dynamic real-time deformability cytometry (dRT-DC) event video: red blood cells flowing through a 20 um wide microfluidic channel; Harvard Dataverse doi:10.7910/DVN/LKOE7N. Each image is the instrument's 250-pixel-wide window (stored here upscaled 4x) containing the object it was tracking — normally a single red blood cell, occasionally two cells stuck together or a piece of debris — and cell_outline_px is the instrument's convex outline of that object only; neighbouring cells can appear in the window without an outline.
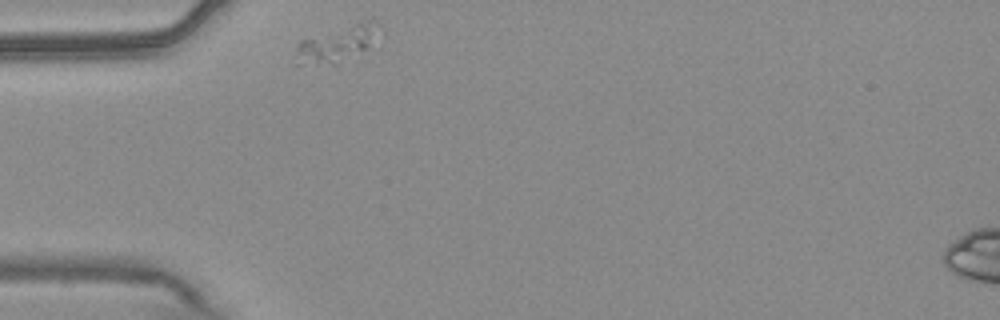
{"species": "common noctule bat (a hibernating species)", "species_latin": "Nyctalus noctula", "temperature_condition": "warm", "stored_images_in_passage": 33, "camera_frame_rate_fps": 3000, "um_per_image_px": 0.085, "animal": {"sex": "male", "body_mass_g": 20.4}, "frame": {"image": 1, "passage_image": 1, "time_ms": 0.0, "image_size_px": [1000, 320], "cell_outline_px": [[376, 20], [368, 44], [364, 48], [336, 64], [292, 64], [296, 44], [300, 40], [368, 20]], "centroid_in_image_um": [28.37, 3.8], "position_along_channel_um": 56.6, "area_um2": 16.18}}
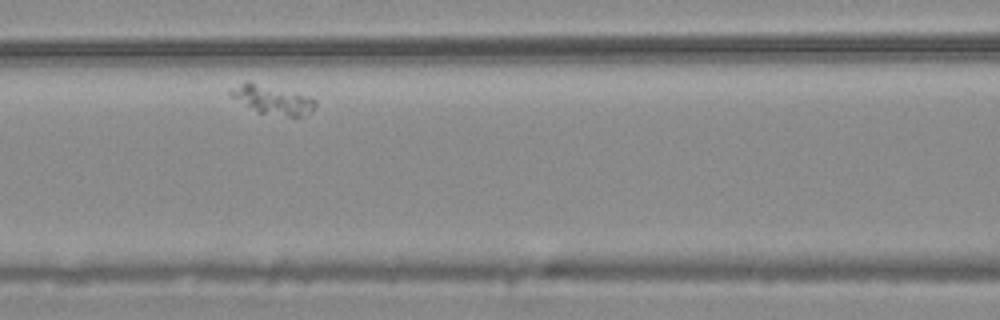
{"frame": {"image": 2, "passage_image": 10, "time_ms": 3.0, "image_size_px": [1000, 320], "cell_outline_px": [[316, 104], [312, 112], [300, 116], [288, 116], [260, 112], [232, 96], [228, 92], [232, 88], [244, 80], [248, 80], [312, 96], [316, 100]], "centroid_in_image_um": [23.22, 8.43], "position_along_channel_um": 143.4, "area_um2": 14.16}}
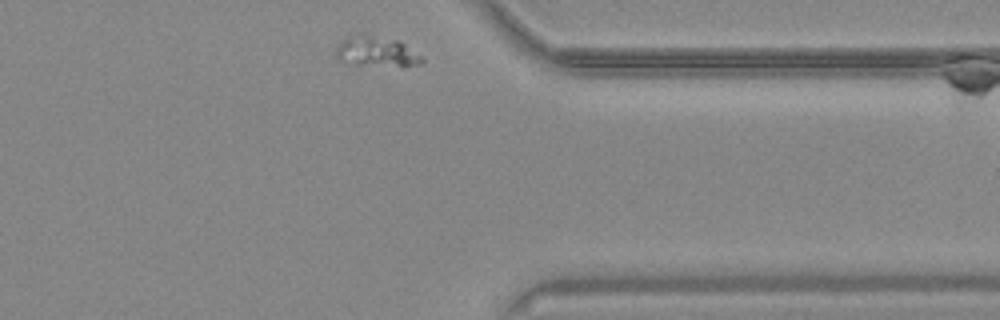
{"frame": {"image": 3, "passage_image": 33, "time_ms": 10.667, "image_size_px": [1000, 320], "cell_outline_px": [[424, 60], [420, 64], [356, 64], [336, 56], [336, 48], [348, 36], [360, 32], [396, 40], [404, 44], [420, 56]], "centroid_in_image_um": [31.95, 4.31], "position_along_channel_um": 379.4, "area_um2": 14.22}}